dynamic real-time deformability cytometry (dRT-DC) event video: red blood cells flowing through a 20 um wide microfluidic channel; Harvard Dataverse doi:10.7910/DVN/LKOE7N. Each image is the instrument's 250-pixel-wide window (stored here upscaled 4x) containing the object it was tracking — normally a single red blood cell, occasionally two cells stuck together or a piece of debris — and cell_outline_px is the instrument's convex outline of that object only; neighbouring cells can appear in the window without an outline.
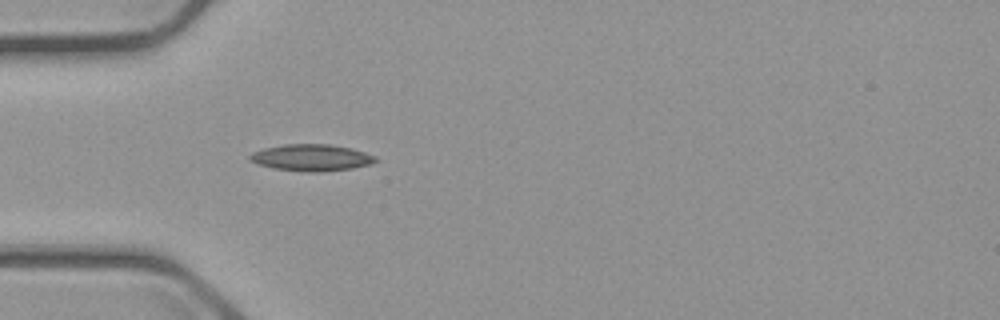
{"species": "common noctule bat (a hibernating species)", "species_latin": "Nyctalus noctula", "temperature_condition": "cold", "stored_images_in_passage": 4, "camera_frame_rate_fps": 3000, "um_per_image_px": 0.085, "animal": {"sex": "male", "body_mass_g": 23.1, "forearm_length_mm": 52.7}, "frame": {"image": 1, "passage_image": 4, "time_ms": 5.0, "image_size_px": [1000, 320], "cell_outline_px": [[380, 160], [372, 164], [352, 168], [320, 172], [308, 172], [276, 168], [260, 164], [252, 160], [248, 156], [252, 152], [264, 148], [284, 144], [328, 144], [352, 148], [376, 156]], "centroid_in_image_um": [26.54, 13.39], "position_along_channel_um": 58.5, "area_um2": 19.42}}